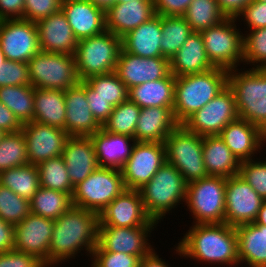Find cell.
Masks as SVG:
<instances>
[{"label":"cell","mask_w":266,"mask_h":267,"mask_svg":"<svg viewBox=\"0 0 266 267\" xmlns=\"http://www.w3.org/2000/svg\"><path fill=\"white\" fill-rule=\"evenodd\" d=\"M30 201L20 197L11 189L0 184V217L14 226L22 222L29 214Z\"/></svg>","instance_id":"obj_45"},{"label":"cell","mask_w":266,"mask_h":267,"mask_svg":"<svg viewBox=\"0 0 266 267\" xmlns=\"http://www.w3.org/2000/svg\"><path fill=\"white\" fill-rule=\"evenodd\" d=\"M133 0H117V3H128ZM141 1H153V0H141Z\"/></svg>","instance_id":"obj_62"},{"label":"cell","mask_w":266,"mask_h":267,"mask_svg":"<svg viewBox=\"0 0 266 267\" xmlns=\"http://www.w3.org/2000/svg\"><path fill=\"white\" fill-rule=\"evenodd\" d=\"M139 191L146 214L161 223L167 213L185 202L187 182L175 166L165 162Z\"/></svg>","instance_id":"obj_5"},{"label":"cell","mask_w":266,"mask_h":267,"mask_svg":"<svg viewBox=\"0 0 266 267\" xmlns=\"http://www.w3.org/2000/svg\"><path fill=\"white\" fill-rule=\"evenodd\" d=\"M155 15L154 1L116 3L105 13V28L122 38Z\"/></svg>","instance_id":"obj_25"},{"label":"cell","mask_w":266,"mask_h":267,"mask_svg":"<svg viewBox=\"0 0 266 267\" xmlns=\"http://www.w3.org/2000/svg\"><path fill=\"white\" fill-rule=\"evenodd\" d=\"M61 10L78 41L106 30L105 13L89 0H62Z\"/></svg>","instance_id":"obj_24"},{"label":"cell","mask_w":266,"mask_h":267,"mask_svg":"<svg viewBox=\"0 0 266 267\" xmlns=\"http://www.w3.org/2000/svg\"><path fill=\"white\" fill-rule=\"evenodd\" d=\"M157 226H99L98 244L108 252L146 256L154 248L149 237Z\"/></svg>","instance_id":"obj_19"},{"label":"cell","mask_w":266,"mask_h":267,"mask_svg":"<svg viewBox=\"0 0 266 267\" xmlns=\"http://www.w3.org/2000/svg\"><path fill=\"white\" fill-rule=\"evenodd\" d=\"M238 118L235 96L227 85L203 108L188 117L182 125L200 136L219 135L228 123Z\"/></svg>","instance_id":"obj_12"},{"label":"cell","mask_w":266,"mask_h":267,"mask_svg":"<svg viewBox=\"0 0 266 267\" xmlns=\"http://www.w3.org/2000/svg\"><path fill=\"white\" fill-rule=\"evenodd\" d=\"M219 136L240 162L253 159L266 147V134L258 127L243 119L228 123Z\"/></svg>","instance_id":"obj_22"},{"label":"cell","mask_w":266,"mask_h":267,"mask_svg":"<svg viewBox=\"0 0 266 267\" xmlns=\"http://www.w3.org/2000/svg\"><path fill=\"white\" fill-rule=\"evenodd\" d=\"M229 70L214 67L206 72L176 77L173 114L182 124L228 85Z\"/></svg>","instance_id":"obj_3"},{"label":"cell","mask_w":266,"mask_h":267,"mask_svg":"<svg viewBox=\"0 0 266 267\" xmlns=\"http://www.w3.org/2000/svg\"><path fill=\"white\" fill-rule=\"evenodd\" d=\"M154 10L161 16H183L193 0H153Z\"/></svg>","instance_id":"obj_52"},{"label":"cell","mask_w":266,"mask_h":267,"mask_svg":"<svg viewBox=\"0 0 266 267\" xmlns=\"http://www.w3.org/2000/svg\"><path fill=\"white\" fill-rule=\"evenodd\" d=\"M129 90L119 79L115 71L91 76L85 80V95L87 99L102 98L113 107L128 100Z\"/></svg>","instance_id":"obj_35"},{"label":"cell","mask_w":266,"mask_h":267,"mask_svg":"<svg viewBox=\"0 0 266 267\" xmlns=\"http://www.w3.org/2000/svg\"><path fill=\"white\" fill-rule=\"evenodd\" d=\"M202 153L208 175L226 178L239 175L241 162L219 135L203 136Z\"/></svg>","instance_id":"obj_32"},{"label":"cell","mask_w":266,"mask_h":267,"mask_svg":"<svg viewBox=\"0 0 266 267\" xmlns=\"http://www.w3.org/2000/svg\"><path fill=\"white\" fill-rule=\"evenodd\" d=\"M169 63L170 72L175 77L202 73L215 67L207 57L200 32H193Z\"/></svg>","instance_id":"obj_29"},{"label":"cell","mask_w":266,"mask_h":267,"mask_svg":"<svg viewBox=\"0 0 266 267\" xmlns=\"http://www.w3.org/2000/svg\"><path fill=\"white\" fill-rule=\"evenodd\" d=\"M40 51L74 55L78 40L60 9L36 22Z\"/></svg>","instance_id":"obj_23"},{"label":"cell","mask_w":266,"mask_h":267,"mask_svg":"<svg viewBox=\"0 0 266 267\" xmlns=\"http://www.w3.org/2000/svg\"><path fill=\"white\" fill-rule=\"evenodd\" d=\"M183 17L193 32L209 29L227 18L216 0H193Z\"/></svg>","instance_id":"obj_40"},{"label":"cell","mask_w":266,"mask_h":267,"mask_svg":"<svg viewBox=\"0 0 266 267\" xmlns=\"http://www.w3.org/2000/svg\"><path fill=\"white\" fill-rule=\"evenodd\" d=\"M54 220L30 213L15 225L14 250L36 257L48 267Z\"/></svg>","instance_id":"obj_17"},{"label":"cell","mask_w":266,"mask_h":267,"mask_svg":"<svg viewBox=\"0 0 266 267\" xmlns=\"http://www.w3.org/2000/svg\"><path fill=\"white\" fill-rule=\"evenodd\" d=\"M240 266L266 267V225L246 223L235 227Z\"/></svg>","instance_id":"obj_31"},{"label":"cell","mask_w":266,"mask_h":267,"mask_svg":"<svg viewBox=\"0 0 266 267\" xmlns=\"http://www.w3.org/2000/svg\"><path fill=\"white\" fill-rule=\"evenodd\" d=\"M28 163L38 165L45 160L62 156L64 145L69 138L67 132L35 121L22 124Z\"/></svg>","instance_id":"obj_18"},{"label":"cell","mask_w":266,"mask_h":267,"mask_svg":"<svg viewBox=\"0 0 266 267\" xmlns=\"http://www.w3.org/2000/svg\"><path fill=\"white\" fill-rule=\"evenodd\" d=\"M179 125L173 109L169 107L141 108L135 129L137 142L164 143L168 135Z\"/></svg>","instance_id":"obj_28"},{"label":"cell","mask_w":266,"mask_h":267,"mask_svg":"<svg viewBox=\"0 0 266 267\" xmlns=\"http://www.w3.org/2000/svg\"><path fill=\"white\" fill-rule=\"evenodd\" d=\"M141 108L129 99L115 106L108 119L101 126L110 133L135 138V129Z\"/></svg>","instance_id":"obj_42"},{"label":"cell","mask_w":266,"mask_h":267,"mask_svg":"<svg viewBox=\"0 0 266 267\" xmlns=\"http://www.w3.org/2000/svg\"><path fill=\"white\" fill-rule=\"evenodd\" d=\"M26 164H28V154L22 130L5 133L0 140V173Z\"/></svg>","instance_id":"obj_43"},{"label":"cell","mask_w":266,"mask_h":267,"mask_svg":"<svg viewBox=\"0 0 266 267\" xmlns=\"http://www.w3.org/2000/svg\"><path fill=\"white\" fill-rule=\"evenodd\" d=\"M40 186L67 193L72 197V185L62 156L40 162L38 165Z\"/></svg>","instance_id":"obj_41"},{"label":"cell","mask_w":266,"mask_h":267,"mask_svg":"<svg viewBox=\"0 0 266 267\" xmlns=\"http://www.w3.org/2000/svg\"><path fill=\"white\" fill-rule=\"evenodd\" d=\"M0 267H46L36 257L17 250L0 253Z\"/></svg>","instance_id":"obj_51"},{"label":"cell","mask_w":266,"mask_h":267,"mask_svg":"<svg viewBox=\"0 0 266 267\" xmlns=\"http://www.w3.org/2000/svg\"><path fill=\"white\" fill-rule=\"evenodd\" d=\"M236 19L239 22L243 21L246 24H244V26H247L246 29H248V31L266 27V2L252 0L237 15Z\"/></svg>","instance_id":"obj_50"},{"label":"cell","mask_w":266,"mask_h":267,"mask_svg":"<svg viewBox=\"0 0 266 267\" xmlns=\"http://www.w3.org/2000/svg\"><path fill=\"white\" fill-rule=\"evenodd\" d=\"M253 158L240 163L239 175L266 200V157ZM256 159V160H255ZM259 160V161H258Z\"/></svg>","instance_id":"obj_46"},{"label":"cell","mask_w":266,"mask_h":267,"mask_svg":"<svg viewBox=\"0 0 266 267\" xmlns=\"http://www.w3.org/2000/svg\"><path fill=\"white\" fill-rule=\"evenodd\" d=\"M15 226L0 217V253L14 250Z\"/></svg>","instance_id":"obj_56"},{"label":"cell","mask_w":266,"mask_h":267,"mask_svg":"<svg viewBox=\"0 0 266 267\" xmlns=\"http://www.w3.org/2000/svg\"><path fill=\"white\" fill-rule=\"evenodd\" d=\"M66 105L65 131L69 137H90L101 129L93 117L85 95V81L64 91Z\"/></svg>","instance_id":"obj_21"},{"label":"cell","mask_w":266,"mask_h":267,"mask_svg":"<svg viewBox=\"0 0 266 267\" xmlns=\"http://www.w3.org/2000/svg\"><path fill=\"white\" fill-rule=\"evenodd\" d=\"M166 162L161 142H136L131 156L121 169L126 189L139 190Z\"/></svg>","instance_id":"obj_14"},{"label":"cell","mask_w":266,"mask_h":267,"mask_svg":"<svg viewBox=\"0 0 266 267\" xmlns=\"http://www.w3.org/2000/svg\"><path fill=\"white\" fill-rule=\"evenodd\" d=\"M176 77L170 73L167 77L145 82L129 89L128 99L140 108L174 107Z\"/></svg>","instance_id":"obj_33"},{"label":"cell","mask_w":266,"mask_h":267,"mask_svg":"<svg viewBox=\"0 0 266 267\" xmlns=\"http://www.w3.org/2000/svg\"><path fill=\"white\" fill-rule=\"evenodd\" d=\"M125 52L142 58L163 57L161 54V15H155L149 21L127 33L122 38Z\"/></svg>","instance_id":"obj_30"},{"label":"cell","mask_w":266,"mask_h":267,"mask_svg":"<svg viewBox=\"0 0 266 267\" xmlns=\"http://www.w3.org/2000/svg\"><path fill=\"white\" fill-rule=\"evenodd\" d=\"M22 129V124L14 113L0 101V130L5 133L17 132Z\"/></svg>","instance_id":"obj_55"},{"label":"cell","mask_w":266,"mask_h":267,"mask_svg":"<svg viewBox=\"0 0 266 267\" xmlns=\"http://www.w3.org/2000/svg\"><path fill=\"white\" fill-rule=\"evenodd\" d=\"M62 157L73 186L84 181L100 167L90 137H69L65 142Z\"/></svg>","instance_id":"obj_27"},{"label":"cell","mask_w":266,"mask_h":267,"mask_svg":"<svg viewBox=\"0 0 266 267\" xmlns=\"http://www.w3.org/2000/svg\"><path fill=\"white\" fill-rule=\"evenodd\" d=\"M25 0H0V20L23 19Z\"/></svg>","instance_id":"obj_53"},{"label":"cell","mask_w":266,"mask_h":267,"mask_svg":"<svg viewBox=\"0 0 266 267\" xmlns=\"http://www.w3.org/2000/svg\"><path fill=\"white\" fill-rule=\"evenodd\" d=\"M96 8L101 9L106 13L113 5L117 3V0H89Z\"/></svg>","instance_id":"obj_59"},{"label":"cell","mask_w":266,"mask_h":267,"mask_svg":"<svg viewBox=\"0 0 266 267\" xmlns=\"http://www.w3.org/2000/svg\"><path fill=\"white\" fill-rule=\"evenodd\" d=\"M263 201L240 175L226 178L225 223L233 227L253 223Z\"/></svg>","instance_id":"obj_15"},{"label":"cell","mask_w":266,"mask_h":267,"mask_svg":"<svg viewBox=\"0 0 266 267\" xmlns=\"http://www.w3.org/2000/svg\"><path fill=\"white\" fill-rule=\"evenodd\" d=\"M62 0H25L24 20H38L57 13L61 9Z\"/></svg>","instance_id":"obj_49"},{"label":"cell","mask_w":266,"mask_h":267,"mask_svg":"<svg viewBox=\"0 0 266 267\" xmlns=\"http://www.w3.org/2000/svg\"><path fill=\"white\" fill-rule=\"evenodd\" d=\"M0 47L6 60L28 63L40 51L36 22L24 19L1 20Z\"/></svg>","instance_id":"obj_13"},{"label":"cell","mask_w":266,"mask_h":267,"mask_svg":"<svg viewBox=\"0 0 266 267\" xmlns=\"http://www.w3.org/2000/svg\"><path fill=\"white\" fill-rule=\"evenodd\" d=\"M33 121L65 130L64 91L34 88Z\"/></svg>","instance_id":"obj_34"},{"label":"cell","mask_w":266,"mask_h":267,"mask_svg":"<svg viewBox=\"0 0 266 267\" xmlns=\"http://www.w3.org/2000/svg\"><path fill=\"white\" fill-rule=\"evenodd\" d=\"M226 177L209 175L187 183L185 205L193 224L225 222Z\"/></svg>","instance_id":"obj_7"},{"label":"cell","mask_w":266,"mask_h":267,"mask_svg":"<svg viewBox=\"0 0 266 267\" xmlns=\"http://www.w3.org/2000/svg\"><path fill=\"white\" fill-rule=\"evenodd\" d=\"M161 54L171 59L193 33L183 16H161Z\"/></svg>","instance_id":"obj_39"},{"label":"cell","mask_w":266,"mask_h":267,"mask_svg":"<svg viewBox=\"0 0 266 267\" xmlns=\"http://www.w3.org/2000/svg\"><path fill=\"white\" fill-rule=\"evenodd\" d=\"M125 189L120 170L99 167L74 186L72 204L100 214Z\"/></svg>","instance_id":"obj_10"},{"label":"cell","mask_w":266,"mask_h":267,"mask_svg":"<svg viewBox=\"0 0 266 267\" xmlns=\"http://www.w3.org/2000/svg\"><path fill=\"white\" fill-rule=\"evenodd\" d=\"M244 69H231L228 73V86L234 93L238 116L266 134V70Z\"/></svg>","instance_id":"obj_4"},{"label":"cell","mask_w":266,"mask_h":267,"mask_svg":"<svg viewBox=\"0 0 266 267\" xmlns=\"http://www.w3.org/2000/svg\"><path fill=\"white\" fill-rule=\"evenodd\" d=\"M144 256L105 251L99 244L94 248L91 262L95 267H139Z\"/></svg>","instance_id":"obj_47"},{"label":"cell","mask_w":266,"mask_h":267,"mask_svg":"<svg viewBox=\"0 0 266 267\" xmlns=\"http://www.w3.org/2000/svg\"><path fill=\"white\" fill-rule=\"evenodd\" d=\"M144 209L139 190L125 189L99 214V226H158Z\"/></svg>","instance_id":"obj_16"},{"label":"cell","mask_w":266,"mask_h":267,"mask_svg":"<svg viewBox=\"0 0 266 267\" xmlns=\"http://www.w3.org/2000/svg\"><path fill=\"white\" fill-rule=\"evenodd\" d=\"M246 64L252 68L266 67V27L243 34V65Z\"/></svg>","instance_id":"obj_44"},{"label":"cell","mask_w":266,"mask_h":267,"mask_svg":"<svg viewBox=\"0 0 266 267\" xmlns=\"http://www.w3.org/2000/svg\"><path fill=\"white\" fill-rule=\"evenodd\" d=\"M99 214L72 205L54 220L48 254V267L59 266L75 259L81 251H92L98 245ZM64 262V263H63Z\"/></svg>","instance_id":"obj_2"},{"label":"cell","mask_w":266,"mask_h":267,"mask_svg":"<svg viewBox=\"0 0 266 267\" xmlns=\"http://www.w3.org/2000/svg\"><path fill=\"white\" fill-rule=\"evenodd\" d=\"M173 248L180 258H190L198 264L239 267L236 228L224 223L192 224Z\"/></svg>","instance_id":"obj_1"},{"label":"cell","mask_w":266,"mask_h":267,"mask_svg":"<svg viewBox=\"0 0 266 267\" xmlns=\"http://www.w3.org/2000/svg\"><path fill=\"white\" fill-rule=\"evenodd\" d=\"M0 101L21 124L34 119V87L28 85L0 87Z\"/></svg>","instance_id":"obj_37"},{"label":"cell","mask_w":266,"mask_h":267,"mask_svg":"<svg viewBox=\"0 0 266 267\" xmlns=\"http://www.w3.org/2000/svg\"><path fill=\"white\" fill-rule=\"evenodd\" d=\"M31 86L28 63L6 60L0 67V87Z\"/></svg>","instance_id":"obj_48"},{"label":"cell","mask_w":266,"mask_h":267,"mask_svg":"<svg viewBox=\"0 0 266 267\" xmlns=\"http://www.w3.org/2000/svg\"><path fill=\"white\" fill-rule=\"evenodd\" d=\"M166 162L175 166L189 183L208 175L203 160V136L179 124L165 139Z\"/></svg>","instance_id":"obj_8"},{"label":"cell","mask_w":266,"mask_h":267,"mask_svg":"<svg viewBox=\"0 0 266 267\" xmlns=\"http://www.w3.org/2000/svg\"><path fill=\"white\" fill-rule=\"evenodd\" d=\"M139 267H171L168 262L159 258L155 249H153L149 254L144 256L141 261Z\"/></svg>","instance_id":"obj_58"},{"label":"cell","mask_w":266,"mask_h":267,"mask_svg":"<svg viewBox=\"0 0 266 267\" xmlns=\"http://www.w3.org/2000/svg\"><path fill=\"white\" fill-rule=\"evenodd\" d=\"M6 61L5 55L3 53V51L1 50L0 47V67L2 66V64Z\"/></svg>","instance_id":"obj_61"},{"label":"cell","mask_w":266,"mask_h":267,"mask_svg":"<svg viewBox=\"0 0 266 267\" xmlns=\"http://www.w3.org/2000/svg\"><path fill=\"white\" fill-rule=\"evenodd\" d=\"M220 10L226 17H237V15L252 1V0H216Z\"/></svg>","instance_id":"obj_57"},{"label":"cell","mask_w":266,"mask_h":267,"mask_svg":"<svg viewBox=\"0 0 266 267\" xmlns=\"http://www.w3.org/2000/svg\"><path fill=\"white\" fill-rule=\"evenodd\" d=\"M122 50V39L110 31L78 41L75 51L80 81L115 71Z\"/></svg>","instance_id":"obj_6"},{"label":"cell","mask_w":266,"mask_h":267,"mask_svg":"<svg viewBox=\"0 0 266 267\" xmlns=\"http://www.w3.org/2000/svg\"><path fill=\"white\" fill-rule=\"evenodd\" d=\"M28 69L34 88L65 91L80 82L74 55L39 51L28 61Z\"/></svg>","instance_id":"obj_9"},{"label":"cell","mask_w":266,"mask_h":267,"mask_svg":"<svg viewBox=\"0 0 266 267\" xmlns=\"http://www.w3.org/2000/svg\"><path fill=\"white\" fill-rule=\"evenodd\" d=\"M5 135V132H3L2 130H0V140L2 139V137Z\"/></svg>","instance_id":"obj_63"},{"label":"cell","mask_w":266,"mask_h":267,"mask_svg":"<svg viewBox=\"0 0 266 267\" xmlns=\"http://www.w3.org/2000/svg\"><path fill=\"white\" fill-rule=\"evenodd\" d=\"M254 223L266 225V200L263 201Z\"/></svg>","instance_id":"obj_60"},{"label":"cell","mask_w":266,"mask_h":267,"mask_svg":"<svg viewBox=\"0 0 266 267\" xmlns=\"http://www.w3.org/2000/svg\"><path fill=\"white\" fill-rule=\"evenodd\" d=\"M72 205V197L69 194L40 186L30 200V211L33 214L56 220Z\"/></svg>","instance_id":"obj_38"},{"label":"cell","mask_w":266,"mask_h":267,"mask_svg":"<svg viewBox=\"0 0 266 267\" xmlns=\"http://www.w3.org/2000/svg\"><path fill=\"white\" fill-rule=\"evenodd\" d=\"M90 138L99 166L120 171L131 156L133 147L137 142L133 137L110 133L102 127Z\"/></svg>","instance_id":"obj_26"},{"label":"cell","mask_w":266,"mask_h":267,"mask_svg":"<svg viewBox=\"0 0 266 267\" xmlns=\"http://www.w3.org/2000/svg\"><path fill=\"white\" fill-rule=\"evenodd\" d=\"M235 17L201 31L207 57L215 67L231 70L243 63V32ZM238 28V29H237Z\"/></svg>","instance_id":"obj_11"},{"label":"cell","mask_w":266,"mask_h":267,"mask_svg":"<svg viewBox=\"0 0 266 267\" xmlns=\"http://www.w3.org/2000/svg\"><path fill=\"white\" fill-rule=\"evenodd\" d=\"M87 102L93 117L102 126L110 116L114 107L108 103L107 100L102 98L87 99Z\"/></svg>","instance_id":"obj_54"},{"label":"cell","mask_w":266,"mask_h":267,"mask_svg":"<svg viewBox=\"0 0 266 267\" xmlns=\"http://www.w3.org/2000/svg\"><path fill=\"white\" fill-rule=\"evenodd\" d=\"M0 184L30 201L40 187L38 167L28 163L7 169L0 173Z\"/></svg>","instance_id":"obj_36"},{"label":"cell","mask_w":266,"mask_h":267,"mask_svg":"<svg viewBox=\"0 0 266 267\" xmlns=\"http://www.w3.org/2000/svg\"><path fill=\"white\" fill-rule=\"evenodd\" d=\"M115 73L129 90L145 82L165 78L171 72L169 59L165 57L142 58L122 49Z\"/></svg>","instance_id":"obj_20"}]
</instances>
